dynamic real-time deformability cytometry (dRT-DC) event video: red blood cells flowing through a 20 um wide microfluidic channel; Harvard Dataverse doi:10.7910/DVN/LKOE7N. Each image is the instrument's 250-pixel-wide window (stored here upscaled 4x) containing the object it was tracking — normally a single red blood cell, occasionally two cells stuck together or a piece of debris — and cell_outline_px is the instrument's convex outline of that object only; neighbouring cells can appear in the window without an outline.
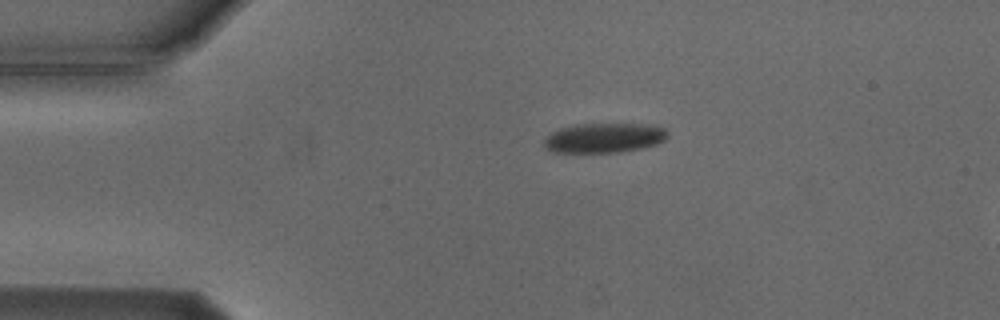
{"species": "Egyptian fruit bat (a non-hibernating species)", "species_latin": "Rousettus aegyptiacus", "temperature_condition": "cold", "stored_images_in_passage": 2, "camera_frame_rate_fps": 3000, "um_per_image_px": 0.085, "animal": {"sex": "male"}, "frame": {"image": 1, "passage_image": 1, "time_ms": 0.0, "image_size_px": [1000, 320], "cell_outline_px": [[668, 136], [664, 140], [656, 144], [644, 148], [620, 152], [552, 152], [544, 148], [544, 140], [552, 132], [576, 124], [640, 124], [664, 128], [668, 132]], "centroid_in_image_um": [51.36, 11.73], "position_along_channel_um": 33.6, "area_um2": 21.21}}